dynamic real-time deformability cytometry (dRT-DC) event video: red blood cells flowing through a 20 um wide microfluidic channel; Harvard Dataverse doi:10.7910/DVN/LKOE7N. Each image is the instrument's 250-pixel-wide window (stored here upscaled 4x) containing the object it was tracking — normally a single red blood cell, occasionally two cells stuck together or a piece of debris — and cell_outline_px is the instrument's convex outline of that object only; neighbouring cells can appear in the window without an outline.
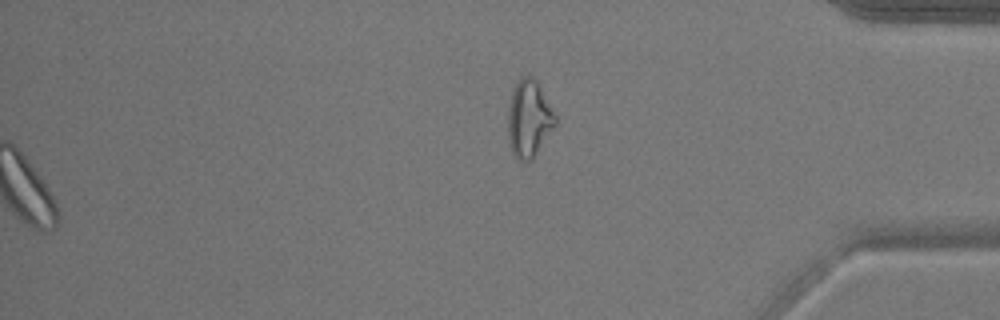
{"species": "common noctule bat (a hibernating species)", "species_latin": "Nyctalus noctula", "temperature_condition": "warm", "stored_images_in_passage": 54, "segment_of_instrument_passage": [2, 2], "camera_frame_rate_fps": 3000, "um_per_image_px": 0.085, "animal": {"sex": "male", "body_mass_g": 17.9}, "frame": {"image": 1, "passage_image": 54, "time_ms": 17.667, "image_size_px": [1000, 320], "cell_outline_px": [[556, 124], [532, 160], [520, 160], [512, 152], [508, 140], [508, 104], [512, 88], [520, 76], [532, 76], [536, 80], [556, 116]], "centroid_in_image_um": [44.93, 10.06], "position_along_channel_um": 390.3, "area_um2": 21.21}}